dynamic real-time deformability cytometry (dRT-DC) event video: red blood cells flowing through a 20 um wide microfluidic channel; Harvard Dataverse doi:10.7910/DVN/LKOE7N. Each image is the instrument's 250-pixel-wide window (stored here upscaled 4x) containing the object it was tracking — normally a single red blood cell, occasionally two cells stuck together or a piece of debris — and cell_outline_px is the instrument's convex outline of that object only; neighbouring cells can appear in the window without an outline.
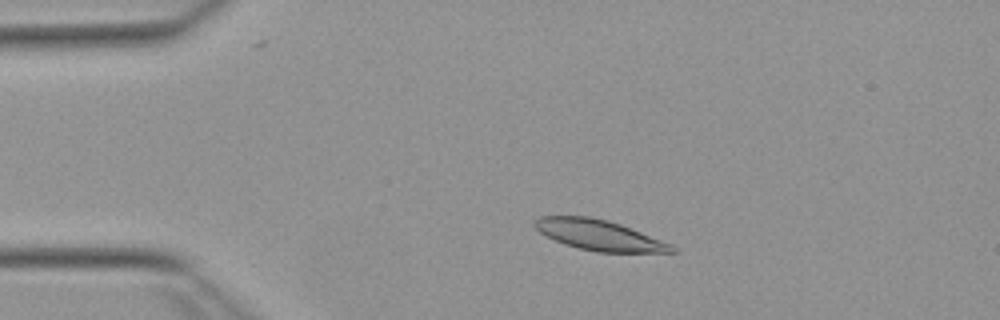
{"species": "Egyptian fruit bat (a non-hibernating species)", "species_latin": "Rousettus aegyptiacus", "temperature_condition": "warm", "stored_images_in_passage": 50, "camera_frame_rate_fps": 3000, "um_per_image_px": 0.085, "animal": {"sex": "female"}, "frame": {"image": 1, "passage_image": 8, "time_ms": 2.333, "image_size_px": [1000, 320], "cell_outline_px": [[676, 252], [596, 252], [564, 244], [540, 232], [532, 224], [532, 220], [540, 216], [588, 216], [608, 220], [620, 224], [672, 244], [676, 248]], "centroid_in_image_um": [50.91, 19.97], "position_along_channel_um": 34.1, "area_um2": 24.16}}
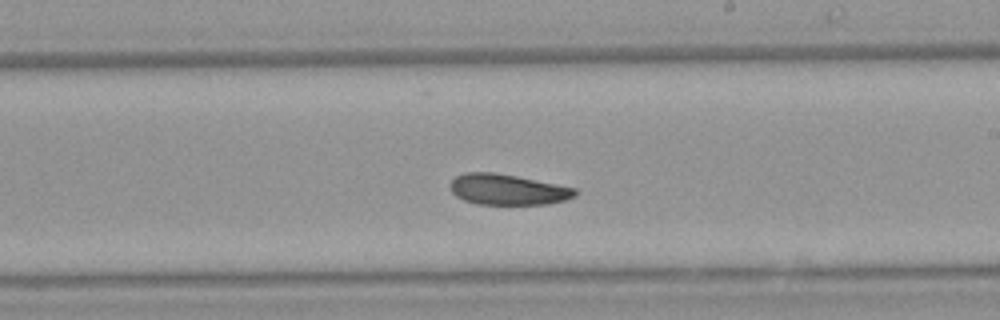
{"frame": {"image": 2, "passage_image": 28, "time_ms": 9.0, "image_size_px": [1000, 320], "cell_outline_px": [[576, 196], [564, 200], [548, 204], [476, 204], [464, 200], [456, 196], [452, 192], [448, 184], [456, 176], [464, 172], [492, 172], [516, 176], [576, 188]], "centroid_in_image_um": [43.11, 16.11], "position_along_channel_um": 245.9, "area_um2": 22.31}}
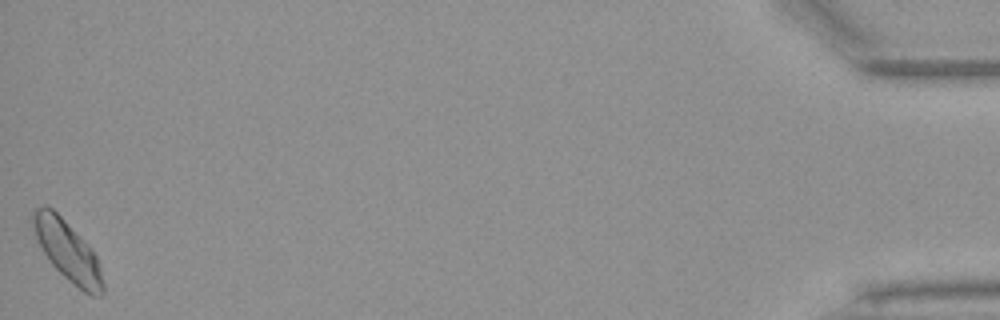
{"frame": {"image": 3, "passage_image": 50, "time_ms": 16.333, "image_size_px": [1000, 320], "cell_outline_px": [[104, 292], [100, 296], [92, 296], [84, 292], [68, 280], [48, 260], [36, 240], [32, 224], [32, 212], [36, 208], [44, 204], [52, 208], [64, 220], [96, 256], [100, 268], [104, 284]], "centroid_in_image_um": [5.71, 21.34], "position_along_channel_um": 429.5, "area_um2": 24.04}, "authors_computed_cell_mechanics": {"area_um2": 23.5535, "velocity_mm_per_s": 3.8403, "shape_relaxation_time_tau1_ms": 4.9131, "shape_relaxation_time_tau2_ms": 9.0704, "deformation_change_tau1": 0.1197, "deformation_change_tau2": 0.1388}}